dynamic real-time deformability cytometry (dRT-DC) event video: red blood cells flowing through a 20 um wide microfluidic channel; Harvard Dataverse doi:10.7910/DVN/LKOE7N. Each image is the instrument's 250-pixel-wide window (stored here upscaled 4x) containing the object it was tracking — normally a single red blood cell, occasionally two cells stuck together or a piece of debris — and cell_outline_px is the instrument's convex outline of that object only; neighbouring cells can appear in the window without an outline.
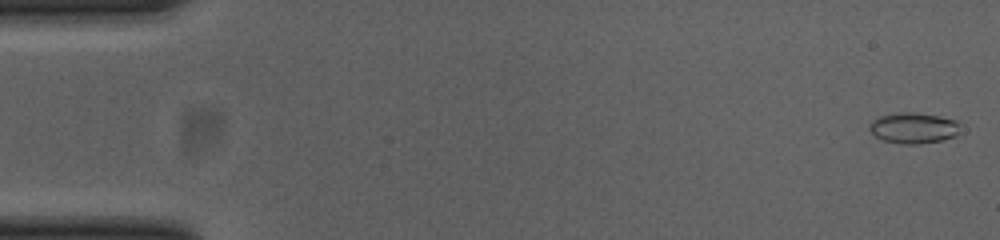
{"species": "common noctule bat (a hibernating species)", "species_latin": "Nyctalus noctula", "temperature_condition": "cold", "stored_images_in_passage": 53, "camera_frame_rate_fps": 3000, "um_per_image_px": 0.085, "animal": {"sex": "female", "body_mass_g": 23.0, "forearm_length_mm": 53.4}, "frame": {"image": 1, "passage_image": 1, "time_ms": 0.0, "image_size_px": [1000, 240], "cell_outline_px": [[956, 136], [944, 140], [916, 144], [904, 144], [884, 140], [876, 136], [868, 128], [868, 124], [872, 120], [880, 116], [896, 112], [916, 112], [940, 116], [956, 120]], "centroid_in_image_um": [77.6, 10.86], "position_along_channel_um": 7.4, "area_um2": 16.18}}
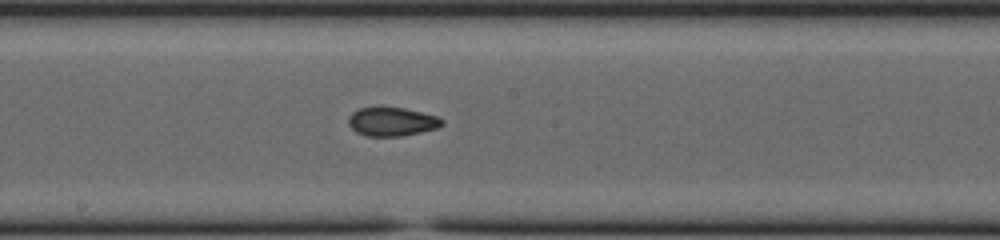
{"frame": {"image": 2, "passage_image": 28, "time_ms": 9.0, "image_size_px": [1000, 240], "cell_outline_px": [[444, 124], [436, 128], [420, 132], [400, 136], [368, 136], [356, 132], [348, 124], [348, 116], [352, 112], [360, 108], [404, 108], [436, 116], [444, 120]], "centroid_in_image_um": [33.29, 10.35], "position_along_channel_um": 214.9, "area_um2": 15.43}}
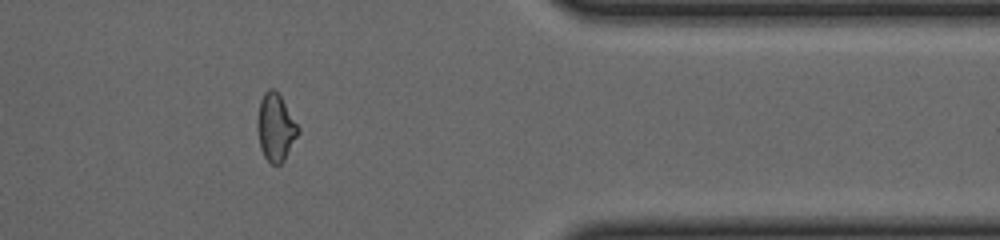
{"frame": {"image": 3, "passage_image": 43, "time_ms": 14.0, "image_size_px": [1000, 240], "cell_outline_px": [[300, 132], [284, 160], [280, 164], [272, 164], [264, 156], [260, 148], [256, 128], [256, 120], [260, 100], [264, 92], [268, 88], [272, 88], [280, 96], [300, 128]], "centroid_in_image_um": [23.41, 10.83], "position_along_channel_um": 388.0, "area_um2": 16.07}, "authors_computed_cell_mechanics": {"area_um2": 15.8372, "velocity_mm_per_s": 3.8731, "shape_relaxation_time_tau1_ms": null, "shape_relaxation_time_tau2_ms": 2.0889, "deformation_change_tau1": null, "deformation_change_tau2": 0.0752}}